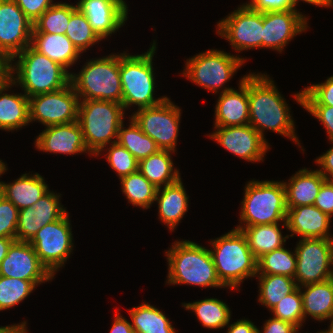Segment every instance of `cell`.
Returning a JSON list of instances; mask_svg holds the SVG:
<instances>
[{"label":"cell","mask_w":333,"mask_h":333,"mask_svg":"<svg viewBox=\"0 0 333 333\" xmlns=\"http://www.w3.org/2000/svg\"><path fill=\"white\" fill-rule=\"evenodd\" d=\"M248 101L249 124L264 139V130H272L301 146L290 108L267 74H248Z\"/></svg>","instance_id":"1"},{"label":"cell","mask_w":333,"mask_h":333,"mask_svg":"<svg viewBox=\"0 0 333 333\" xmlns=\"http://www.w3.org/2000/svg\"><path fill=\"white\" fill-rule=\"evenodd\" d=\"M165 255L168 284L225 287L217 276L210 249L189 240L175 241Z\"/></svg>","instance_id":"2"},{"label":"cell","mask_w":333,"mask_h":333,"mask_svg":"<svg viewBox=\"0 0 333 333\" xmlns=\"http://www.w3.org/2000/svg\"><path fill=\"white\" fill-rule=\"evenodd\" d=\"M15 58L18 60L11 66V80L14 85H20L28 97L54 92L70 83L68 70L31 45L15 55L12 61Z\"/></svg>","instance_id":"3"},{"label":"cell","mask_w":333,"mask_h":333,"mask_svg":"<svg viewBox=\"0 0 333 333\" xmlns=\"http://www.w3.org/2000/svg\"><path fill=\"white\" fill-rule=\"evenodd\" d=\"M210 243L217 276L226 288L238 290L244 279L256 276L257 259L241 230L232 229Z\"/></svg>","instance_id":"4"},{"label":"cell","mask_w":333,"mask_h":333,"mask_svg":"<svg viewBox=\"0 0 333 333\" xmlns=\"http://www.w3.org/2000/svg\"><path fill=\"white\" fill-rule=\"evenodd\" d=\"M124 111L123 105L114 101L80 100L77 121L89 155L98 156L108 143L117 142Z\"/></svg>","instance_id":"5"},{"label":"cell","mask_w":333,"mask_h":333,"mask_svg":"<svg viewBox=\"0 0 333 333\" xmlns=\"http://www.w3.org/2000/svg\"><path fill=\"white\" fill-rule=\"evenodd\" d=\"M70 83L80 100H105L122 104L120 54L91 59L78 74L70 73Z\"/></svg>","instance_id":"6"},{"label":"cell","mask_w":333,"mask_h":333,"mask_svg":"<svg viewBox=\"0 0 333 333\" xmlns=\"http://www.w3.org/2000/svg\"><path fill=\"white\" fill-rule=\"evenodd\" d=\"M156 42L140 55L120 54V79L122 86V105L124 109L136 105L138 109L152 107L163 102L167 97L155 99V76L153 56Z\"/></svg>","instance_id":"7"},{"label":"cell","mask_w":333,"mask_h":333,"mask_svg":"<svg viewBox=\"0 0 333 333\" xmlns=\"http://www.w3.org/2000/svg\"><path fill=\"white\" fill-rule=\"evenodd\" d=\"M244 190L240 212L242 225L237 227L286 222V190L283 181L252 180Z\"/></svg>","instance_id":"8"},{"label":"cell","mask_w":333,"mask_h":333,"mask_svg":"<svg viewBox=\"0 0 333 333\" xmlns=\"http://www.w3.org/2000/svg\"><path fill=\"white\" fill-rule=\"evenodd\" d=\"M244 62V58L221 50H207L187 59L183 75L217 94Z\"/></svg>","instance_id":"9"},{"label":"cell","mask_w":333,"mask_h":333,"mask_svg":"<svg viewBox=\"0 0 333 333\" xmlns=\"http://www.w3.org/2000/svg\"><path fill=\"white\" fill-rule=\"evenodd\" d=\"M295 253L297 263L294 279L298 287L333 278V239L302 238Z\"/></svg>","instance_id":"10"},{"label":"cell","mask_w":333,"mask_h":333,"mask_svg":"<svg viewBox=\"0 0 333 333\" xmlns=\"http://www.w3.org/2000/svg\"><path fill=\"white\" fill-rule=\"evenodd\" d=\"M181 109L166 98L158 105L137 109L131 115L135 123L150 138L160 150L175 152L179 132Z\"/></svg>","instance_id":"11"},{"label":"cell","mask_w":333,"mask_h":333,"mask_svg":"<svg viewBox=\"0 0 333 333\" xmlns=\"http://www.w3.org/2000/svg\"><path fill=\"white\" fill-rule=\"evenodd\" d=\"M68 217L66 213L61 219L48 223L29 241L40 262L53 276L73 250V234Z\"/></svg>","instance_id":"12"},{"label":"cell","mask_w":333,"mask_h":333,"mask_svg":"<svg viewBox=\"0 0 333 333\" xmlns=\"http://www.w3.org/2000/svg\"><path fill=\"white\" fill-rule=\"evenodd\" d=\"M79 103V96L69 83L60 90L29 97V120L46 127L75 122Z\"/></svg>","instance_id":"13"},{"label":"cell","mask_w":333,"mask_h":333,"mask_svg":"<svg viewBox=\"0 0 333 333\" xmlns=\"http://www.w3.org/2000/svg\"><path fill=\"white\" fill-rule=\"evenodd\" d=\"M217 34L226 38L235 51L262 47L263 13L242 4L217 24Z\"/></svg>","instance_id":"14"},{"label":"cell","mask_w":333,"mask_h":333,"mask_svg":"<svg viewBox=\"0 0 333 333\" xmlns=\"http://www.w3.org/2000/svg\"><path fill=\"white\" fill-rule=\"evenodd\" d=\"M33 24L14 0H0V55L13 58L31 45Z\"/></svg>","instance_id":"15"},{"label":"cell","mask_w":333,"mask_h":333,"mask_svg":"<svg viewBox=\"0 0 333 333\" xmlns=\"http://www.w3.org/2000/svg\"><path fill=\"white\" fill-rule=\"evenodd\" d=\"M217 130L209 137L227 151L246 161H263L270 148L264 139L250 124L240 126H214Z\"/></svg>","instance_id":"16"},{"label":"cell","mask_w":333,"mask_h":333,"mask_svg":"<svg viewBox=\"0 0 333 333\" xmlns=\"http://www.w3.org/2000/svg\"><path fill=\"white\" fill-rule=\"evenodd\" d=\"M0 276L32 281L36 286L54 276L40 262L29 242L14 241L0 264Z\"/></svg>","instance_id":"17"},{"label":"cell","mask_w":333,"mask_h":333,"mask_svg":"<svg viewBox=\"0 0 333 333\" xmlns=\"http://www.w3.org/2000/svg\"><path fill=\"white\" fill-rule=\"evenodd\" d=\"M60 197L49 190L32 207L19 210L16 241L29 242L42 227L61 219L67 211L61 205Z\"/></svg>","instance_id":"18"},{"label":"cell","mask_w":333,"mask_h":333,"mask_svg":"<svg viewBox=\"0 0 333 333\" xmlns=\"http://www.w3.org/2000/svg\"><path fill=\"white\" fill-rule=\"evenodd\" d=\"M307 19L297 10L264 12L262 48L281 53L291 39L307 30Z\"/></svg>","instance_id":"19"},{"label":"cell","mask_w":333,"mask_h":333,"mask_svg":"<svg viewBox=\"0 0 333 333\" xmlns=\"http://www.w3.org/2000/svg\"><path fill=\"white\" fill-rule=\"evenodd\" d=\"M77 8L87 17L101 39L115 33L128 18V7L124 0H80Z\"/></svg>","instance_id":"20"},{"label":"cell","mask_w":333,"mask_h":333,"mask_svg":"<svg viewBox=\"0 0 333 333\" xmlns=\"http://www.w3.org/2000/svg\"><path fill=\"white\" fill-rule=\"evenodd\" d=\"M35 147L44 152L77 154L89 152L78 121L45 127L37 136Z\"/></svg>","instance_id":"21"},{"label":"cell","mask_w":333,"mask_h":333,"mask_svg":"<svg viewBox=\"0 0 333 333\" xmlns=\"http://www.w3.org/2000/svg\"><path fill=\"white\" fill-rule=\"evenodd\" d=\"M239 91L223 88L215 107L214 126L249 124L248 75L239 81Z\"/></svg>","instance_id":"22"},{"label":"cell","mask_w":333,"mask_h":333,"mask_svg":"<svg viewBox=\"0 0 333 333\" xmlns=\"http://www.w3.org/2000/svg\"><path fill=\"white\" fill-rule=\"evenodd\" d=\"M331 217L323 213L314 205L298 206L287 208L286 227L290 232V237L298 234L302 238H326L333 239L330 236L329 226Z\"/></svg>","instance_id":"23"},{"label":"cell","mask_w":333,"mask_h":333,"mask_svg":"<svg viewBox=\"0 0 333 333\" xmlns=\"http://www.w3.org/2000/svg\"><path fill=\"white\" fill-rule=\"evenodd\" d=\"M326 180L319 170L304 168L292 175L288 182L283 181L287 208L314 205L319 189Z\"/></svg>","instance_id":"24"},{"label":"cell","mask_w":333,"mask_h":333,"mask_svg":"<svg viewBox=\"0 0 333 333\" xmlns=\"http://www.w3.org/2000/svg\"><path fill=\"white\" fill-rule=\"evenodd\" d=\"M49 191L44 178L35 173L22 174L13 183L0 181V194L10 200L18 210L32 207L33 204Z\"/></svg>","instance_id":"25"},{"label":"cell","mask_w":333,"mask_h":333,"mask_svg":"<svg viewBox=\"0 0 333 333\" xmlns=\"http://www.w3.org/2000/svg\"><path fill=\"white\" fill-rule=\"evenodd\" d=\"M188 195L181 178L175 183L158 188L155 202L158 203L159 219L174 231L188 209Z\"/></svg>","instance_id":"26"},{"label":"cell","mask_w":333,"mask_h":333,"mask_svg":"<svg viewBox=\"0 0 333 333\" xmlns=\"http://www.w3.org/2000/svg\"><path fill=\"white\" fill-rule=\"evenodd\" d=\"M31 46L66 70L81 57V52L65 34L32 33Z\"/></svg>","instance_id":"27"},{"label":"cell","mask_w":333,"mask_h":333,"mask_svg":"<svg viewBox=\"0 0 333 333\" xmlns=\"http://www.w3.org/2000/svg\"><path fill=\"white\" fill-rule=\"evenodd\" d=\"M305 288L302 292V288ZM303 303L304 321L307 315L314 320H330L333 315V278L320 282L300 286Z\"/></svg>","instance_id":"28"},{"label":"cell","mask_w":333,"mask_h":333,"mask_svg":"<svg viewBox=\"0 0 333 333\" xmlns=\"http://www.w3.org/2000/svg\"><path fill=\"white\" fill-rule=\"evenodd\" d=\"M12 85L14 86V82L11 80L0 89V129L5 131L17 130L30 123L29 97L25 93H2Z\"/></svg>","instance_id":"29"},{"label":"cell","mask_w":333,"mask_h":333,"mask_svg":"<svg viewBox=\"0 0 333 333\" xmlns=\"http://www.w3.org/2000/svg\"><path fill=\"white\" fill-rule=\"evenodd\" d=\"M170 150H159L139 161L138 171L157 189L175 183L180 177L171 159Z\"/></svg>","instance_id":"30"},{"label":"cell","mask_w":333,"mask_h":333,"mask_svg":"<svg viewBox=\"0 0 333 333\" xmlns=\"http://www.w3.org/2000/svg\"><path fill=\"white\" fill-rule=\"evenodd\" d=\"M241 230L247 240L248 247L258 260L264 254L283 247L289 236H282L279 223L236 227Z\"/></svg>","instance_id":"31"},{"label":"cell","mask_w":333,"mask_h":333,"mask_svg":"<svg viewBox=\"0 0 333 333\" xmlns=\"http://www.w3.org/2000/svg\"><path fill=\"white\" fill-rule=\"evenodd\" d=\"M136 333H176L165 314L148 303L128 309Z\"/></svg>","instance_id":"32"},{"label":"cell","mask_w":333,"mask_h":333,"mask_svg":"<svg viewBox=\"0 0 333 333\" xmlns=\"http://www.w3.org/2000/svg\"><path fill=\"white\" fill-rule=\"evenodd\" d=\"M186 310L195 312L202 325L209 329H220L227 326L231 311L223 301L217 298H206L193 303H182Z\"/></svg>","instance_id":"33"},{"label":"cell","mask_w":333,"mask_h":333,"mask_svg":"<svg viewBox=\"0 0 333 333\" xmlns=\"http://www.w3.org/2000/svg\"><path fill=\"white\" fill-rule=\"evenodd\" d=\"M255 277H258L260 282L258 301L269 310L298 288L295 279L289 276L256 274Z\"/></svg>","instance_id":"34"},{"label":"cell","mask_w":333,"mask_h":333,"mask_svg":"<svg viewBox=\"0 0 333 333\" xmlns=\"http://www.w3.org/2000/svg\"><path fill=\"white\" fill-rule=\"evenodd\" d=\"M131 122L128 128L122 124L119 128L117 143L126 148L138 161L147 158L160 150L156 142L147 136L135 121Z\"/></svg>","instance_id":"35"},{"label":"cell","mask_w":333,"mask_h":333,"mask_svg":"<svg viewBox=\"0 0 333 333\" xmlns=\"http://www.w3.org/2000/svg\"><path fill=\"white\" fill-rule=\"evenodd\" d=\"M120 182L128 202L144 209L150 208L156 198L157 188L139 171L120 178Z\"/></svg>","instance_id":"36"},{"label":"cell","mask_w":333,"mask_h":333,"mask_svg":"<svg viewBox=\"0 0 333 333\" xmlns=\"http://www.w3.org/2000/svg\"><path fill=\"white\" fill-rule=\"evenodd\" d=\"M77 8L68 3H54L33 24L32 33L65 34L71 13Z\"/></svg>","instance_id":"37"},{"label":"cell","mask_w":333,"mask_h":333,"mask_svg":"<svg viewBox=\"0 0 333 333\" xmlns=\"http://www.w3.org/2000/svg\"><path fill=\"white\" fill-rule=\"evenodd\" d=\"M297 257L283 247L264 254L257 260V274L285 275L294 278Z\"/></svg>","instance_id":"38"},{"label":"cell","mask_w":333,"mask_h":333,"mask_svg":"<svg viewBox=\"0 0 333 333\" xmlns=\"http://www.w3.org/2000/svg\"><path fill=\"white\" fill-rule=\"evenodd\" d=\"M65 35L81 53L95 43L102 41L91 27L87 17L78 8L70 15Z\"/></svg>","instance_id":"39"},{"label":"cell","mask_w":333,"mask_h":333,"mask_svg":"<svg viewBox=\"0 0 333 333\" xmlns=\"http://www.w3.org/2000/svg\"><path fill=\"white\" fill-rule=\"evenodd\" d=\"M35 287L32 281L0 276V311L19 304Z\"/></svg>","instance_id":"40"},{"label":"cell","mask_w":333,"mask_h":333,"mask_svg":"<svg viewBox=\"0 0 333 333\" xmlns=\"http://www.w3.org/2000/svg\"><path fill=\"white\" fill-rule=\"evenodd\" d=\"M273 316L288 321L300 329L304 321L303 303L299 287L291 294L286 295L271 310Z\"/></svg>","instance_id":"41"},{"label":"cell","mask_w":333,"mask_h":333,"mask_svg":"<svg viewBox=\"0 0 333 333\" xmlns=\"http://www.w3.org/2000/svg\"><path fill=\"white\" fill-rule=\"evenodd\" d=\"M109 146L106 158L111 168L118 173L119 179L138 171L139 161L126 148L117 142Z\"/></svg>","instance_id":"42"},{"label":"cell","mask_w":333,"mask_h":333,"mask_svg":"<svg viewBox=\"0 0 333 333\" xmlns=\"http://www.w3.org/2000/svg\"><path fill=\"white\" fill-rule=\"evenodd\" d=\"M302 105L333 106V76L324 83L310 85L302 90Z\"/></svg>","instance_id":"43"},{"label":"cell","mask_w":333,"mask_h":333,"mask_svg":"<svg viewBox=\"0 0 333 333\" xmlns=\"http://www.w3.org/2000/svg\"><path fill=\"white\" fill-rule=\"evenodd\" d=\"M19 210L12 202L0 194V237L16 241Z\"/></svg>","instance_id":"44"},{"label":"cell","mask_w":333,"mask_h":333,"mask_svg":"<svg viewBox=\"0 0 333 333\" xmlns=\"http://www.w3.org/2000/svg\"><path fill=\"white\" fill-rule=\"evenodd\" d=\"M294 97L297 103L323 124L326 133H328L327 136H329V141L333 142V106L302 105V91L296 93Z\"/></svg>","instance_id":"45"},{"label":"cell","mask_w":333,"mask_h":333,"mask_svg":"<svg viewBox=\"0 0 333 333\" xmlns=\"http://www.w3.org/2000/svg\"><path fill=\"white\" fill-rule=\"evenodd\" d=\"M32 24L54 3L53 0H14Z\"/></svg>","instance_id":"46"},{"label":"cell","mask_w":333,"mask_h":333,"mask_svg":"<svg viewBox=\"0 0 333 333\" xmlns=\"http://www.w3.org/2000/svg\"><path fill=\"white\" fill-rule=\"evenodd\" d=\"M245 4L262 13L296 10L292 0H251Z\"/></svg>","instance_id":"47"},{"label":"cell","mask_w":333,"mask_h":333,"mask_svg":"<svg viewBox=\"0 0 333 333\" xmlns=\"http://www.w3.org/2000/svg\"><path fill=\"white\" fill-rule=\"evenodd\" d=\"M314 206L323 213L333 216V183L326 180L319 189Z\"/></svg>","instance_id":"48"},{"label":"cell","mask_w":333,"mask_h":333,"mask_svg":"<svg viewBox=\"0 0 333 333\" xmlns=\"http://www.w3.org/2000/svg\"><path fill=\"white\" fill-rule=\"evenodd\" d=\"M297 327L292 323L278 318H270L264 323L263 333H292ZM257 329V333H262Z\"/></svg>","instance_id":"49"},{"label":"cell","mask_w":333,"mask_h":333,"mask_svg":"<svg viewBox=\"0 0 333 333\" xmlns=\"http://www.w3.org/2000/svg\"><path fill=\"white\" fill-rule=\"evenodd\" d=\"M331 143L333 145V142ZM315 162L321 166L319 171L327 180H330L333 177V146L326 153L319 156Z\"/></svg>","instance_id":"50"},{"label":"cell","mask_w":333,"mask_h":333,"mask_svg":"<svg viewBox=\"0 0 333 333\" xmlns=\"http://www.w3.org/2000/svg\"><path fill=\"white\" fill-rule=\"evenodd\" d=\"M12 63L11 58L0 55V89L5 87L11 81Z\"/></svg>","instance_id":"51"},{"label":"cell","mask_w":333,"mask_h":333,"mask_svg":"<svg viewBox=\"0 0 333 333\" xmlns=\"http://www.w3.org/2000/svg\"><path fill=\"white\" fill-rule=\"evenodd\" d=\"M227 333H257V326L247 319H239L233 324H229Z\"/></svg>","instance_id":"52"},{"label":"cell","mask_w":333,"mask_h":333,"mask_svg":"<svg viewBox=\"0 0 333 333\" xmlns=\"http://www.w3.org/2000/svg\"><path fill=\"white\" fill-rule=\"evenodd\" d=\"M109 333H136V332L131 326V323L116 311L112 328L110 329Z\"/></svg>","instance_id":"53"},{"label":"cell","mask_w":333,"mask_h":333,"mask_svg":"<svg viewBox=\"0 0 333 333\" xmlns=\"http://www.w3.org/2000/svg\"><path fill=\"white\" fill-rule=\"evenodd\" d=\"M26 321L21 324H13L8 326H1L0 333H27Z\"/></svg>","instance_id":"54"},{"label":"cell","mask_w":333,"mask_h":333,"mask_svg":"<svg viewBox=\"0 0 333 333\" xmlns=\"http://www.w3.org/2000/svg\"><path fill=\"white\" fill-rule=\"evenodd\" d=\"M14 241L15 239L12 238L0 237V264L7 255L8 249Z\"/></svg>","instance_id":"55"},{"label":"cell","mask_w":333,"mask_h":333,"mask_svg":"<svg viewBox=\"0 0 333 333\" xmlns=\"http://www.w3.org/2000/svg\"><path fill=\"white\" fill-rule=\"evenodd\" d=\"M299 1H304L309 4H314L315 6H322V7H332L333 0H292L294 6L298 4Z\"/></svg>","instance_id":"56"},{"label":"cell","mask_w":333,"mask_h":333,"mask_svg":"<svg viewBox=\"0 0 333 333\" xmlns=\"http://www.w3.org/2000/svg\"><path fill=\"white\" fill-rule=\"evenodd\" d=\"M7 171L6 164L0 159V176Z\"/></svg>","instance_id":"57"},{"label":"cell","mask_w":333,"mask_h":333,"mask_svg":"<svg viewBox=\"0 0 333 333\" xmlns=\"http://www.w3.org/2000/svg\"><path fill=\"white\" fill-rule=\"evenodd\" d=\"M330 326H329V329L326 330L327 333H333V315L331 316L330 318Z\"/></svg>","instance_id":"58"},{"label":"cell","mask_w":333,"mask_h":333,"mask_svg":"<svg viewBox=\"0 0 333 333\" xmlns=\"http://www.w3.org/2000/svg\"><path fill=\"white\" fill-rule=\"evenodd\" d=\"M298 329L299 328H296L292 333H298Z\"/></svg>","instance_id":"59"}]
</instances>
